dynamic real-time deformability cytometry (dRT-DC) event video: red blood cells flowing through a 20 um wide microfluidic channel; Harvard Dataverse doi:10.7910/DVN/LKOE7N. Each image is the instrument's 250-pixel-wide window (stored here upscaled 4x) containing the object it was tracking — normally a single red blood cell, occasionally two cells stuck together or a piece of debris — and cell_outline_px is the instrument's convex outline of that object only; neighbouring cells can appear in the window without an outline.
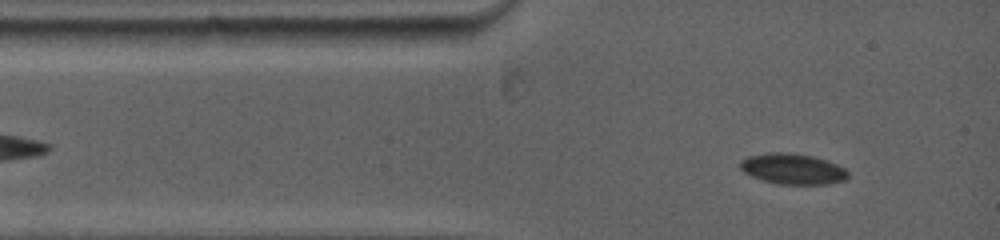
{"species": "common noctule bat (a hibernating species)", "species_latin": "Nyctalus noctula", "temperature_condition": "warm", "stored_images_in_passage": 40, "camera_frame_rate_fps": 5000, "um_per_image_px": 0.085, "animal": {"sex": "female", "body_mass_g": 19.0, "forearm_length_mm": 53.3}, "frame": {"image": 1, "passage_image": 4, "time_ms": 1.0, "image_size_px": [1000, 240], "cell_outline_px": [[848, 176], [844, 180], [828, 184], [776, 184], [752, 176], [744, 172], [740, 168], [740, 160], [748, 156], [768, 152], [788, 152], [812, 156], [828, 160], [844, 168], [848, 172]], "centroid_in_image_um": [67.37, 14.35], "position_along_channel_um": 17.6, "area_um2": 19.31}}
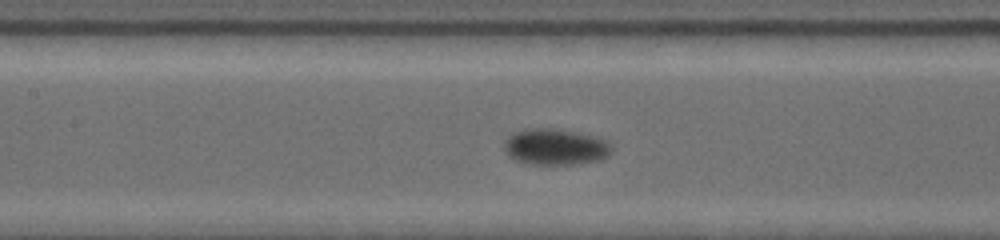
{"frame": {"image": 2, "passage_image": 18, "time_ms": 5.4, "image_size_px": [1000, 240], "cell_outline_px": [[612, 152], [608, 156], [596, 160], [580, 164], [528, 164], [516, 160], [508, 156], [504, 148], [504, 140], [512, 132], [524, 128], [552, 128], [576, 132], [596, 136], [612, 144]], "centroid_in_image_um": [47.18, 12.47], "position_along_channel_um": 160.2, "area_um2": 22.95}}
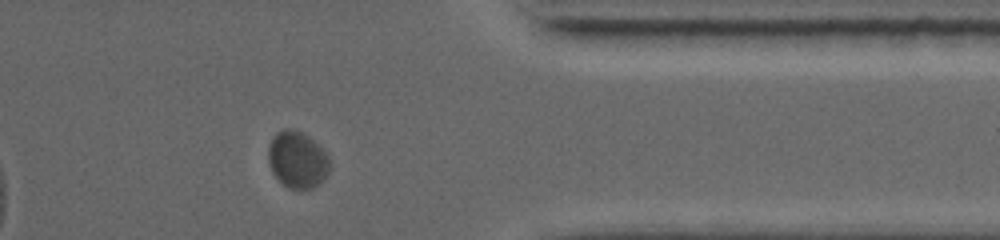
{"frame": {"image": 3, "passage_image": 31, "time_ms": 11.8, "image_size_px": [1000, 240], "cell_outline_px": [[332, 168], [324, 180], [320, 184], [312, 188], [288, 188], [272, 172], [268, 160], [268, 144], [284, 128], [288, 128], [320, 144], [324, 148], [332, 160]], "centroid_in_image_um": [25.35, 13.61], "position_along_channel_um": 386.0, "area_um2": 20.29}, "authors_computed_cell_mechanics": {"area_um2": 20.2011, "velocity_mm_per_s": 3.7403, "shape_relaxation_time_tau1_ms": 3.0716, "shape_relaxation_time_tau2_ms": null, "deformation_change_tau1": 0.0623, "deformation_change_tau2": null}}